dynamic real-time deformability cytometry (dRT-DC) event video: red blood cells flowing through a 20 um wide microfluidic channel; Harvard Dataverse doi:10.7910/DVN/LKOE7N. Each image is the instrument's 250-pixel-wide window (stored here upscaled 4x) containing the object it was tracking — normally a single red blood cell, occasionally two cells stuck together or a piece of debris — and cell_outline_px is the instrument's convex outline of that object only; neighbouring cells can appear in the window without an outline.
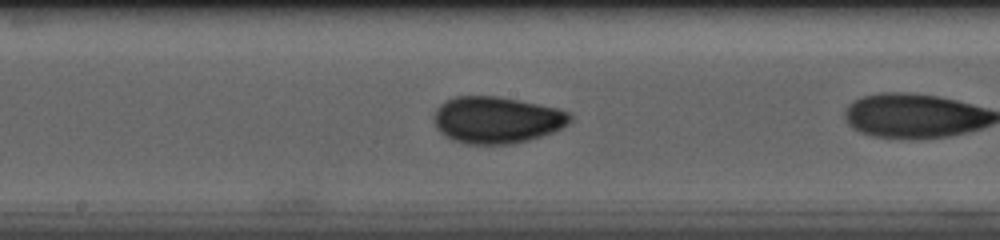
{"species": "human", "species_latin": "Homo sapiens", "temperature_condition": "cold", "stored_images_in_passage": 26, "camera_frame_rate_fps": 3000, "um_per_image_px": 0.085, "donor": {"sex": "male"}, "frame": {"image": 1, "passage_image": 12, "time_ms": 3.667, "image_size_px": [1000, 240], "cell_outline_px": [[572, 120], [568, 124], [552, 132], [528, 140], [512, 144], [464, 144], [452, 140], [444, 136], [436, 128], [432, 120], [432, 116], [436, 108], [444, 100], [456, 96], [496, 96], [520, 100], [560, 108], [568, 112], [572, 116]], "centroid_in_image_um": [42.18, 10.19], "position_along_channel_um": 206.0, "area_um2": 37.57}}
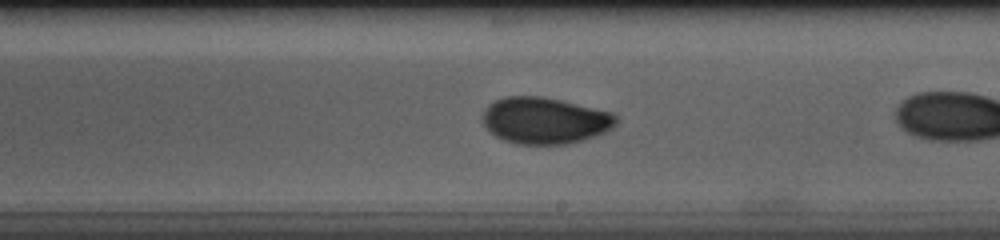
{"frame": {"image": 2, "passage_image": 15, "time_ms": 4.667, "image_size_px": [1000, 240], "cell_outline_px": [[616, 124], [612, 128], [596, 136], [564, 144], [516, 144], [504, 140], [496, 136], [480, 120], [480, 116], [484, 108], [488, 104], [504, 96], [540, 96], [560, 100], [612, 112], [616, 116]], "centroid_in_image_um": [46.26, 10.23], "position_along_channel_um": 242.7, "area_um2": 36.18}}